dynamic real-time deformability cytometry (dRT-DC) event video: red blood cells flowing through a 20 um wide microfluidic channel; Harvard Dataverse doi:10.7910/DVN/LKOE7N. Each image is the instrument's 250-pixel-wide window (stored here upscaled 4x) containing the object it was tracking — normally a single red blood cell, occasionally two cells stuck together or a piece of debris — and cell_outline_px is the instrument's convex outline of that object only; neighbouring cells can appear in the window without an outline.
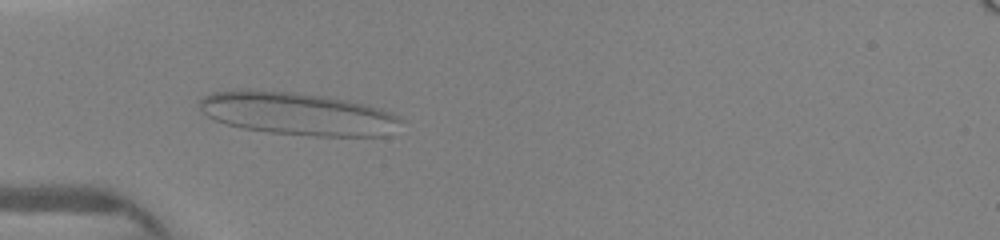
{"species": "human", "species_latin": "Homo sapiens", "temperature_condition": "warm", "stored_images_in_passage": 10, "camera_frame_rate_fps": 3000, "um_per_image_px": 0.085, "donor": {"sex": "female"}, "frame": {"image": 1, "passage_image": 4, "time_ms": 1.333, "image_size_px": [1000, 240], "cell_outline_px": [[400, 120], [388, 136], [316, 136], [268, 132], [244, 128], [228, 124], [216, 120], [208, 116], [196, 104], [204, 96], [212, 92], [236, 88], [252, 88], [296, 92], [328, 96], [368, 104], [392, 112], [400, 116]], "centroid_in_image_um": [25.26, 9.63], "position_along_channel_um": 59.7, "area_um2": 50.81}}
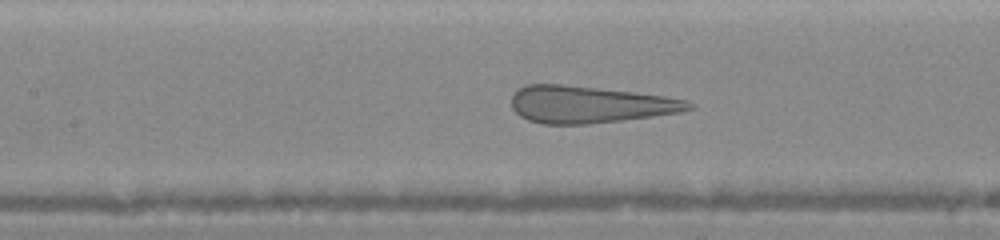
{"frame": {"image": 2, "passage_image": 9, "time_ms": 3.667, "image_size_px": [1000, 240], "cell_outline_px": [[692, 108], [680, 112], [652, 116], [588, 124], [544, 124], [528, 120], [520, 116], [512, 108], [512, 96], [516, 88], [528, 84], [564, 84], [632, 92], [664, 96], [684, 100], [692, 104]], "centroid_in_image_um": [50.03, 8.87], "position_along_channel_um": 157.4, "area_um2": 37.92}}